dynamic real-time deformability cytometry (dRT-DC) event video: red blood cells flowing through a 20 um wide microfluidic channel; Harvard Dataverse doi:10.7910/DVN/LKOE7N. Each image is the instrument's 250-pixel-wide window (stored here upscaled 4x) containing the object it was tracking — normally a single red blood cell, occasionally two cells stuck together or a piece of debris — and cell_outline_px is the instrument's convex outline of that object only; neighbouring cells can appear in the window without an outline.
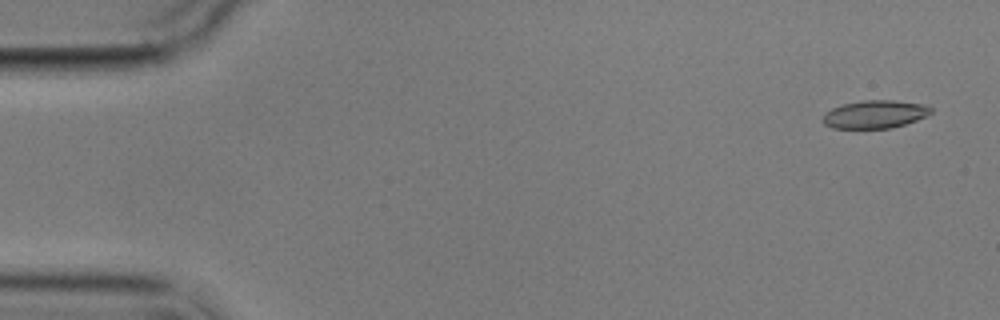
{"species": "common noctule bat (a hibernating species)", "species_latin": "Nyctalus noctula", "temperature_condition": "cold", "stored_images_in_passage": 5, "camera_frame_rate_fps": 3000, "um_per_image_px": 0.085, "animal": {"sex": "male", "body_mass_g": 17.9}, "frame": {"image": 1, "passage_image": 1, "time_ms": 0.0, "image_size_px": [1000, 320], "cell_outline_px": [[932, 112], [916, 120], [892, 128], [832, 128], [824, 124], [820, 120], [832, 108], [844, 104], [860, 100], [892, 100], [924, 104], [932, 108]], "centroid_in_image_um": [74.35, 9.71], "position_along_channel_um": 10.6, "area_um2": 17.51}}
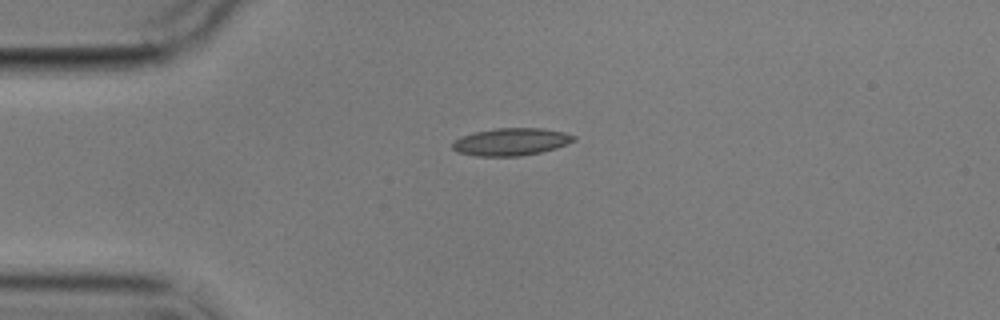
{"frame": {"image": 2, "passage_image": 4, "time_ms": 3.667, "image_size_px": [1000, 320], "cell_outline_px": [[576, 140], [568, 144], [556, 148], [540, 152], [520, 156], [476, 156], [456, 152], [452, 148], [452, 144], [460, 136], [476, 132], [496, 128], [544, 128], [564, 132], [576, 136]], "centroid_in_image_um": [43.46, 12.05], "position_along_channel_um": 41.5, "area_um2": 19.48}}